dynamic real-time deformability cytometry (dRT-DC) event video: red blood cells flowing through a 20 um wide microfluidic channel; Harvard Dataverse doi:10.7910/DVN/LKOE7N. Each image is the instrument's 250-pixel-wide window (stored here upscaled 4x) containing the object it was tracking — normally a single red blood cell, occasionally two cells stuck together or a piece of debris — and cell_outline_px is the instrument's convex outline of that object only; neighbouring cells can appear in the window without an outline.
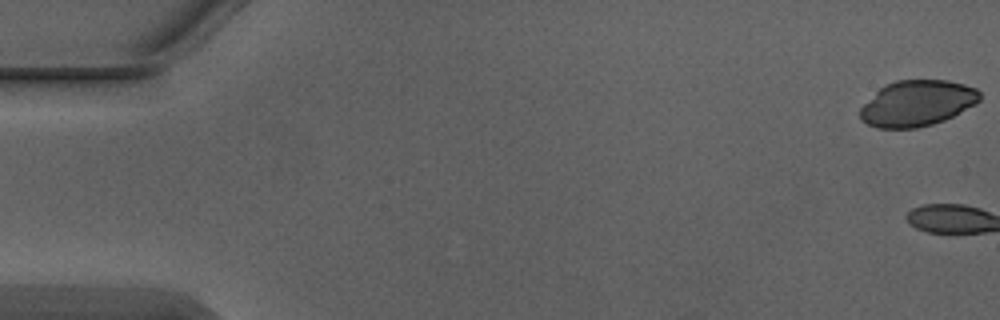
{"species": "Egyptian fruit bat (a non-hibernating species)", "species_latin": "Rousettus aegyptiacus", "temperature_condition": "warm", "stored_images_in_passage": 5, "camera_frame_rate_fps": 3000, "um_per_image_px": 0.085, "animal": {"sex": "male"}, "frame": {"image": 1, "passage_image": 1, "time_ms": 0.0, "image_size_px": [1000, 320], "cell_outline_px": [[980, 100], [976, 104], [944, 120], [932, 124], [916, 128], [876, 128], [860, 120], [860, 108], [884, 84], [896, 80], [948, 80], [964, 84], [976, 88], [980, 92]], "centroid_in_image_um": [77.95, 8.77], "position_along_channel_um": 7.0, "area_um2": 31.96}}